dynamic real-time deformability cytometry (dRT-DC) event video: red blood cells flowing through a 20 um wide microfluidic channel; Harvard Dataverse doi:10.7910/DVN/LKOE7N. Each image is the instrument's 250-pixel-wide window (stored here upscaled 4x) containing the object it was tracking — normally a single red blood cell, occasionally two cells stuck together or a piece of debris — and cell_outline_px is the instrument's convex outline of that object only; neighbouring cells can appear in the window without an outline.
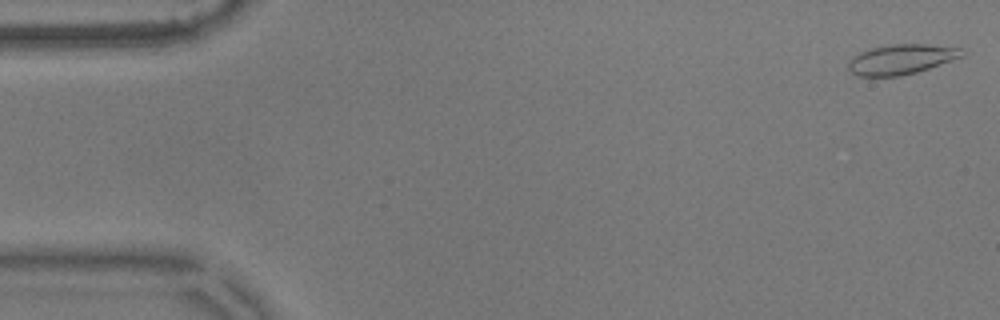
{"species": "common noctule bat (a hibernating species)", "species_latin": "Nyctalus noctula", "temperature_condition": "warm", "stored_images_in_passage": 55, "camera_frame_rate_fps": 3000, "um_per_image_px": 0.085, "animal": {"sex": "male", "body_mass_g": 17.9}, "frame": {"image": 1, "passage_image": 1, "time_ms": 0.0, "image_size_px": [1000, 320], "cell_outline_px": [[964, 56], [916, 72], [900, 76], [860, 76], [852, 72], [848, 68], [848, 60], [852, 56], [860, 52], [872, 48], [888, 44], [928, 44], [960, 48]], "centroid_in_image_um": [76.57, 5.03], "position_along_channel_um": 8.4, "area_um2": 19.71}}
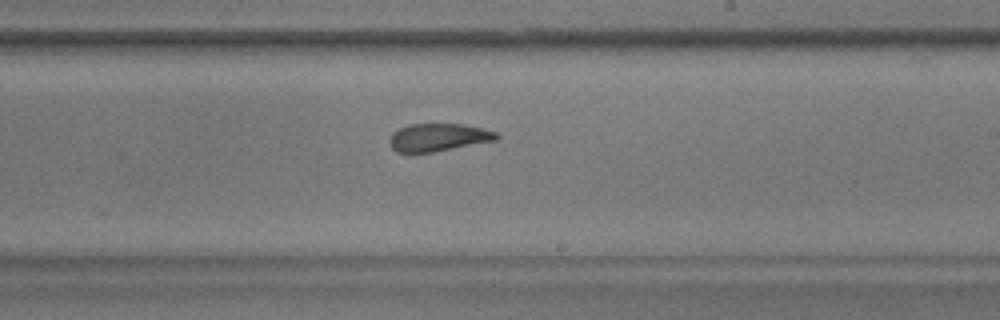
{"frame": {"image": 2, "passage_image": 32, "time_ms": 10.333, "image_size_px": [1000, 320], "cell_outline_px": [[500, 136], [496, 140], [432, 152], [396, 152], [392, 148], [388, 140], [392, 132], [408, 124], [464, 124], [484, 128], [496, 132]], "centroid_in_image_um": [37.24, 11.66], "position_along_channel_um": 251.8, "area_um2": 17.28}}
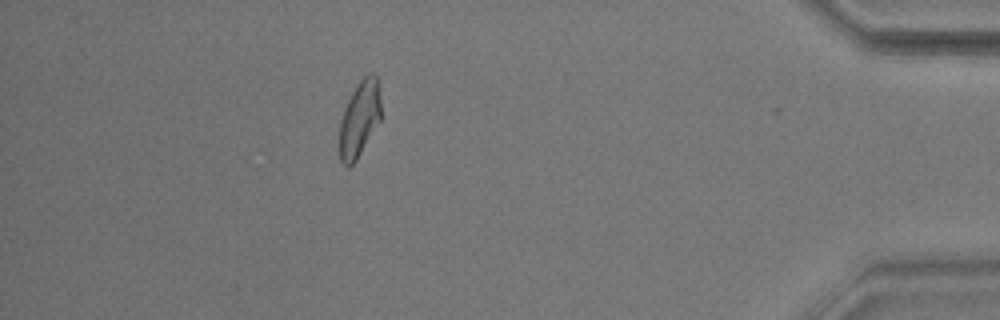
{"frame": {"image": 3, "passage_image": 49, "time_ms": 16.0, "image_size_px": [1000, 320], "cell_outline_px": [[380, 120], [356, 160], [348, 168], [340, 160], [340, 120], [344, 108], [356, 84], [368, 72], [372, 72], [376, 76], [380, 96]], "centroid_in_image_um": [30.55, 10.07], "position_along_channel_um": 404.6, "area_um2": 18.15}, "authors_computed_cell_mechanics": {"area_um2": 18.8428, "velocity_mm_per_s": 3.5902, "shape_relaxation_time_tau1_ms": null, "shape_relaxation_time_tau2_ms": 2.4377, "deformation_change_tau1": null, "deformation_change_tau2": 0.1105}}